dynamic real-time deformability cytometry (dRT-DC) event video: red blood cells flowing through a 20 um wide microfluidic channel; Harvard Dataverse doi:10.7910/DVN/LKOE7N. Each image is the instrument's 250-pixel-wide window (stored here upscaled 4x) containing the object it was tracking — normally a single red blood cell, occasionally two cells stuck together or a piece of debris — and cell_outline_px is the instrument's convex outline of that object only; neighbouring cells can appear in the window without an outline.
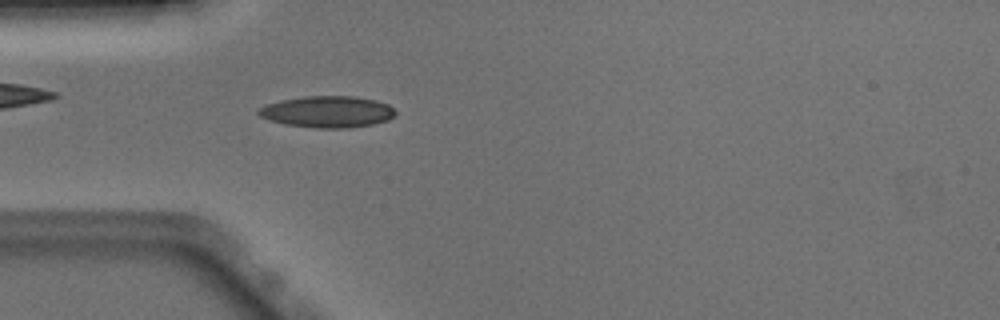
{"species": "Egyptian fruit bat (a non-hibernating species)", "species_latin": "Rousettus aegyptiacus", "temperature_condition": "warm", "stored_images_in_passage": 5, "camera_frame_rate_fps": 3000, "um_per_image_px": 0.085, "animal": {"sex": "male"}, "frame": {"image": 1, "passage_image": 1, "time_ms": 0.0, "image_size_px": [1000, 320], "cell_outline_px": [[396, 112], [388, 120], [372, 124], [348, 128], [316, 128], [284, 124], [268, 120], [260, 116], [256, 112], [260, 108], [268, 104], [280, 100], [304, 96], [356, 96], [376, 100], [388, 104]], "centroid_in_image_um": [27.82, 9.5], "position_along_channel_um": 57.2, "area_um2": 25.14}}